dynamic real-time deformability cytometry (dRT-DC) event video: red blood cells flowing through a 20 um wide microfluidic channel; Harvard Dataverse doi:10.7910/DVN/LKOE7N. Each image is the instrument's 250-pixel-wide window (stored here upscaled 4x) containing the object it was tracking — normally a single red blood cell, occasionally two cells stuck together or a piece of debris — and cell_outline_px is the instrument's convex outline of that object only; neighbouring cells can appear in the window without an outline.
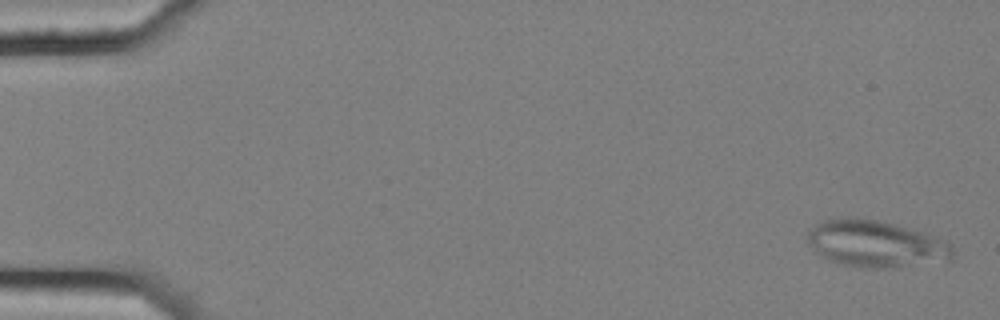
{"species": "common noctule bat (a hibernating species)", "species_latin": "Nyctalus noctula", "temperature_condition": "cold", "stored_images_in_passage": 4, "camera_frame_rate_fps": 3000, "um_per_image_px": 0.085, "animal": {"sex": "female", "body_mass_g": 25.1}, "frame": {"image": 1, "passage_image": 1, "time_ms": 0.0, "image_size_px": [1000, 320], "cell_outline_px": [[952, 260], [884, 268], [868, 268], [836, 264], [820, 256], [816, 252], [808, 240], [808, 232], [816, 224], [824, 220], [856, 216], [880, 220], [920, 232], [944, 240], [952, 244]], "centroid_in_image_um": [74.41, 20.72], "position_along_channel_um": 10.6, "area_um2": 39.36}}